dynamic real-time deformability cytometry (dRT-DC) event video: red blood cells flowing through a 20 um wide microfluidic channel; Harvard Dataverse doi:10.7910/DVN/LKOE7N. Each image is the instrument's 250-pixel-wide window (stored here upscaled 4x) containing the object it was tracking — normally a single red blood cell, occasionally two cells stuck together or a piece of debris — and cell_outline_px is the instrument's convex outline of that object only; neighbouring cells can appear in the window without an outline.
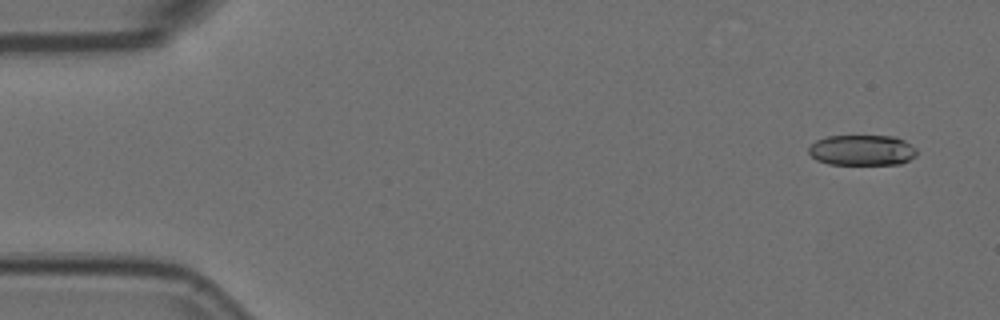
{"species": "Egyptian fruit bat (a non-hibernating species)", "species_latin": "Rousettus aegyptiacus", "temperature_condition": "room temperature", "stored_images_in_passage": 6, "camera_frame_rate_fps": 3000, "um_per_image_px": 0.085, "animal": {"sex": "female"}, "frame": {"image": 1, "passage_image": 1, "time_ms": 0.0, "image_size_px": [1000, 320], "cell_outline_px": [[916, 156], [900, 164], [828, 164], [816, 160], [808, 152], [808, 148], [816, 140], [828, 136], [896, 136], [904, 140], [916, 148]], "centroid_in_image_um": [73.27, 12.76], "position_along_channel_um": 11.7, "area_um2": 19.31}}
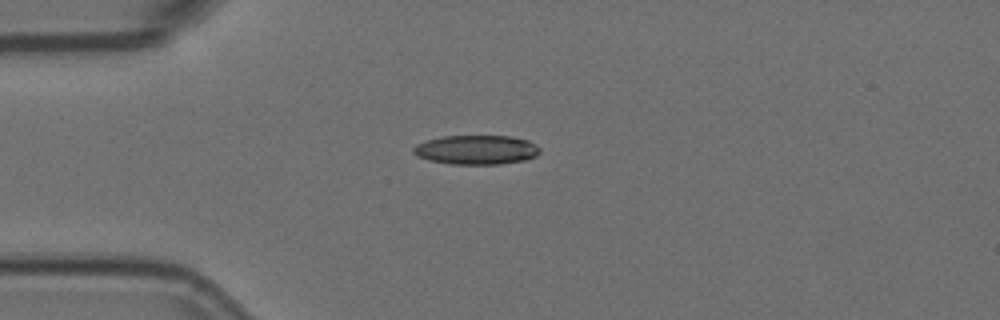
{"frame": {"image": 2, "passage_image": 4, "time_ms": 1.0, "image_size_px": [1000, 320], "cell_outline_px": [[540, 152], [536, 156], [524, 160], [500, 164], [452, 164], [428, 160], [416, 156], [412, 152], [412, 148], [416, 144], [428, 140], [444, 136], [512, 136], [528, 140], [536, 144], [540, 148]], "centroid_in_image_um": [40.49, 12.73], "position_along_channel_um": 44.5, "area_um2": 21.68}}
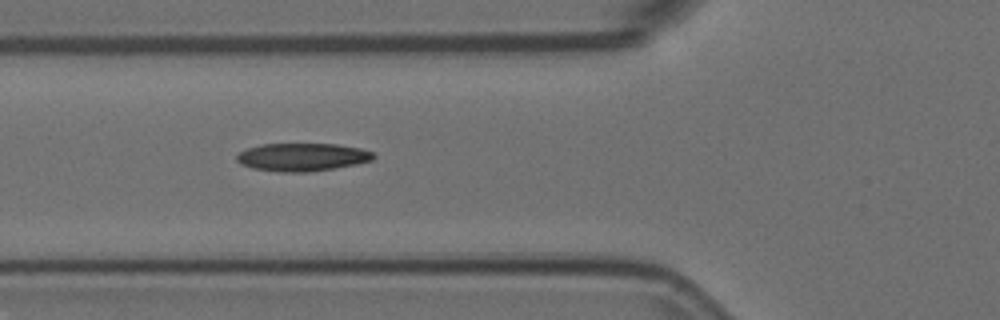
{"frame": {"image": 3, "passage_image": 6, "time_ms": 1.667, "image_size_px": [1000, 320], "cell_outline_px": [[376, 156], [372, 160], [356, 164], [308, 172], [280, 172], [252, 168], [240, 164], [236, 160], [236, 156], [240, 152], [248, 148], [260, 144], [336, 144], [360, 148], [372, 152]], "centroid_in_image_um": [25.67, 13.35], "position_along_channel_um": 100.1, "area_um2": 22.2}}